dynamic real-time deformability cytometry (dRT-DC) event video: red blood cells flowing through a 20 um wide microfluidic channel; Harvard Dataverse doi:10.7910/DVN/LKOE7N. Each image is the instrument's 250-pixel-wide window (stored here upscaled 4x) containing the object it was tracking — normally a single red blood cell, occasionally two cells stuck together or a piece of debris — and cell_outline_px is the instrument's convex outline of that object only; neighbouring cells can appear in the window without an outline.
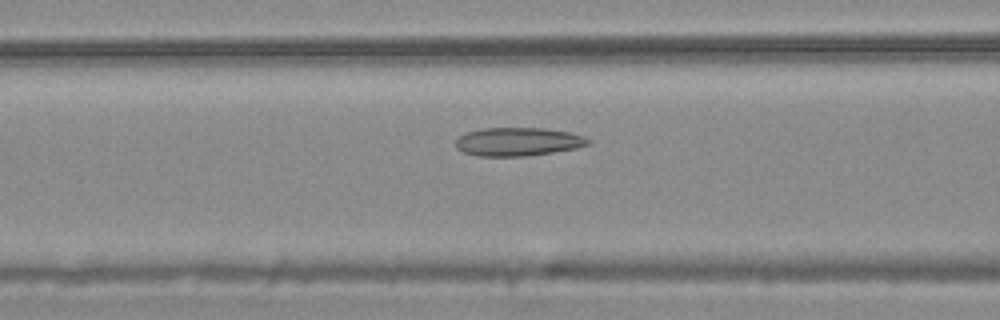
{"species": "common noctule bat (a hibernating species)", "species_latin": "Nyctalus noctula", "temperature_condition": "warm", "stored_images_in_passage": 55, "camera_frame_rate_fps": 3000, "um_per_image_px": 0.085, "animal": {"sex": "male", "body_mass_g": 20.4}, "frame": {"image": 1, "passage_image": 22, "time_ms": 7.0, "image_size_px": [1000, 320], "cell_outline_px": [[592, 144], [576, 148], [528, 156], [476, 156], [464, 152], [456, 148], [456, 140], [460, 136], [468, 132], [484, 128], [544, 128], [568, 132], [584, 136], [592, 140]], "centroid_in_image_um": [44.07, 12.05], "position_along_channel_um": 122.5, "area_um2": 21.96}}
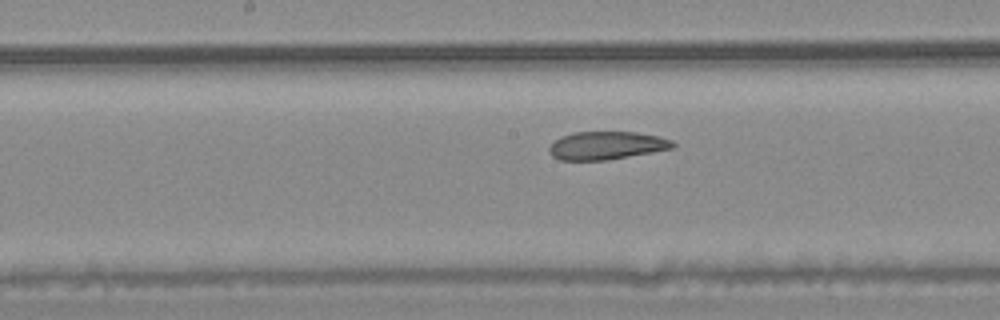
{"frame": {"image": 2, "passage_image": 28, "time_ms": 9.0, "image_size_px": [1000, 320], "cell_outline_px": [[676, 148], [608, 160], [560, 160], [552, 156], [548, 152], [548, 148], [560, 136], [572, 132], [636, 132], [660, 136], [672, 140], [676, 144]], "centroid_in_image_um": [51.58, 12.37], "position_along_channel_um": 196.6, "area_um2": 20.46}}
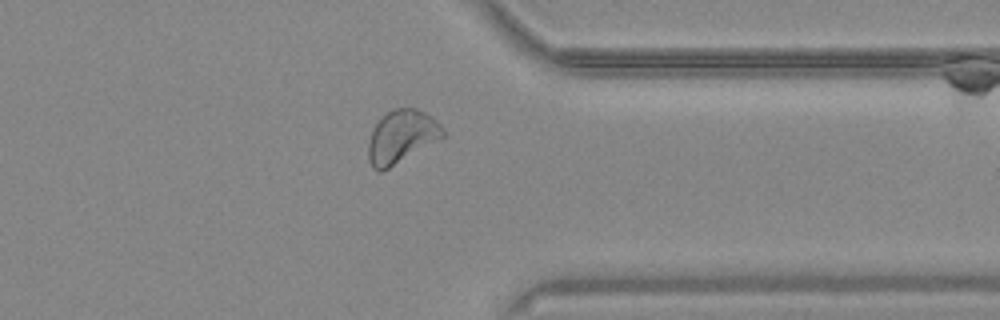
{"frame": {"image": 3, "passage_image": 43, "time_ms": 14.0, "image_size_px": [1000, 320], "cell_outline_px": [[444, 136], [388, 168], [380, 172], [376, 172], [372, 168], [368, 160], [368, 144], [372, 128], [392, 108], [416, 108], [432, 116], [440, 124], [444, 132]], "centroid_in_image_um": [34.09, 11.61], "position_along_channel_um": 377.3, "area_um2": 22.66}, "authors_computed_cell_mechanics": {"area_um2": 24.0448, "velocity_mm_per_s": 3.7116, "shape_relaxation_time_tau1_ms": null, "shape_relaxation_time_tau2_ms": 3.7896, "deformation_change_tau1": null, "deformation_change_tau2": 0.0779}}